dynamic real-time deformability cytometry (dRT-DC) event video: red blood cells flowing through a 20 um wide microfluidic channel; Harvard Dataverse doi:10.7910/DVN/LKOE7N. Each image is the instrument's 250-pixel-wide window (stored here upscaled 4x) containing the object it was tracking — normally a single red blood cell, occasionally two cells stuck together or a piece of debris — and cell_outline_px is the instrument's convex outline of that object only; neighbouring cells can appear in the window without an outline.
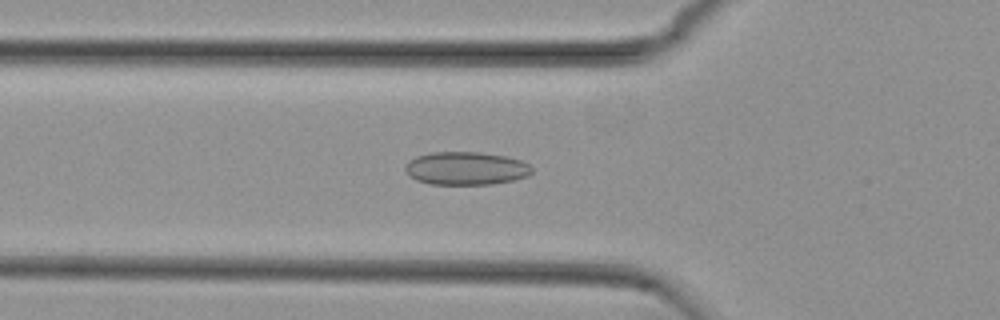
{"species": "common noctule bat (a hibernating species)", "species_latin": "Nyctalus noctula", "temperature_condition": "cold", "stored_images_in_passage": 51, "camera_frame_rate_fps": 3000, "um_per_image_px": 0.085, "animal": {"sex": "female", "body_mass_g": 29.2, "forearm_length_mm": 56.3}, "frame": {"image": 1, "passage_image": 19, "time_ms": 6.0, "image_size_px": [1000, 320], "cell_outline_px": [[532, 172], [528, 176], [512, 180], [492, 184], [432, 184], [416, 180], [404, 168], [408, 160], [416, 156], [432, 152], [480, 152], [504, 156], [520, 160], [528, 164], [532, 168]], "centroid_in_image_um": [39.61, 14.3], "position_along_channel_um": 86.2, "area_um2": 24.28}}
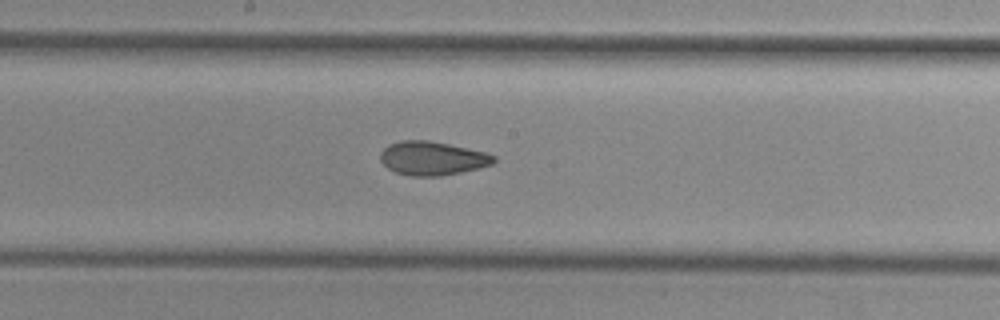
{"frame": {"image": 2, "passage_image": 29, "time_ms": 9.333, "image_size_px": [1000, 320], "cell_outline_px": [[496, 160], [492, 164], [460, 172], [440, 176], [408, 176], [396, 172], [388, 168], [380, 160], [380, 152], [388, 144], [400, 140], [428, 140], [448, 144], [484, 152], [496, 156]], "centroid_in_image_um": [36.7, 13.45], "position_along_channel_um": 211.5, "area_um2": 22.2}}
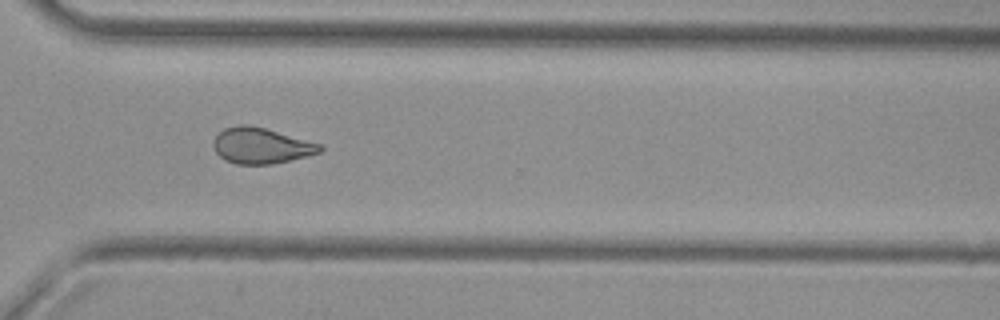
{"frame": {"image": 3, "passage_image": 40, "time_ms": 13.0, "image_size_px": [1000, 320], "cell_outline_px": [[324, 148], [320, 152], [272, 164], [236, 164], [224, 160], [216, 152], [212, 144], [212, 140], [224, 128], [240, 124], [248, 124], [264, 128], [320, 144]], "centroid_in_image_um": [22.13, 12.38], "position_along_channel_um": 348.5, "area_um2": 21.96}}